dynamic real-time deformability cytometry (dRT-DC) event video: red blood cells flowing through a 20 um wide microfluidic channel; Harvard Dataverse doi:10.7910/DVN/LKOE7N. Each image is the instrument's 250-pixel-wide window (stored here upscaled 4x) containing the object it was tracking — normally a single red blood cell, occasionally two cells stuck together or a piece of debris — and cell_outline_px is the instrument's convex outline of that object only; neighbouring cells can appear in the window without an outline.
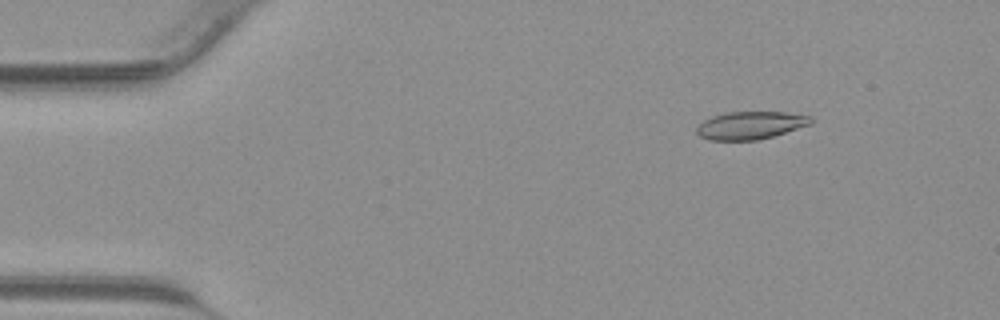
{"species": "common noctule bat (a hibernating species)", "species_latin": "Nyctalus noctula", "temperature_condition": "warm", "stored_images_in_passage": 43, "camera_frame_rate_fps": 3000, "um_per_image_px": 0.085, "animal": {"sex": "male", "body_mass_g": 23.1, "forearm_length_mm": 52.7}, "frame": {"image": 1, "passage_image": 6, "time_ms": 1.667, "image_size_px": [1000, 320], "cell_outline_px": [[812, 124], [772, 136], [756, 140], [712, 140], [700, 136], [696, 132], [696, 128], [704, 120], [712, 116], [728, 112], [784, 112], [812, 116]], "centroid_in_image_um": [63.8, 10.64], "position_along_channel_um": 21.2, "area_um2": 18.32}}
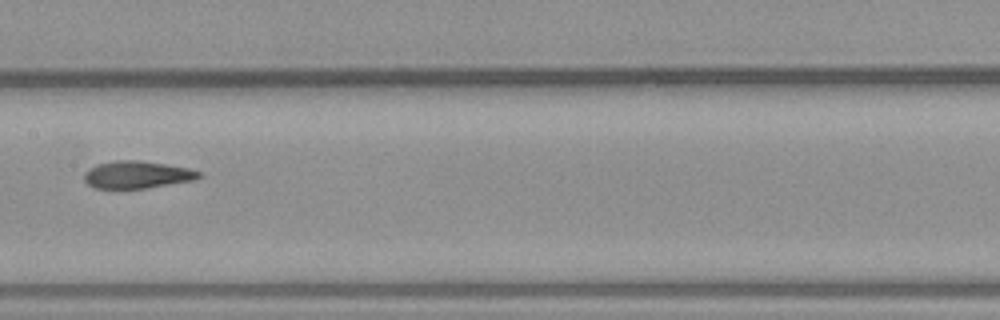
{"frame": {"image": 2, "passage_image": 22, "time_ms": 7.0, "image_size_px": [1000, 320], "cell_outline_px": [[200, 176], [192, 180], [148, 188], [96, 188], [88, 184], [84, 180], [84, 172], [88, 168], [96, 164], [116, 160], [136, 160], [164, 164], [188, 168], [200, 172]], "centroid_in_image_um": [11.59, 14.84], "position_along_channel_um": 195.8, "area_um2": 18.09}}
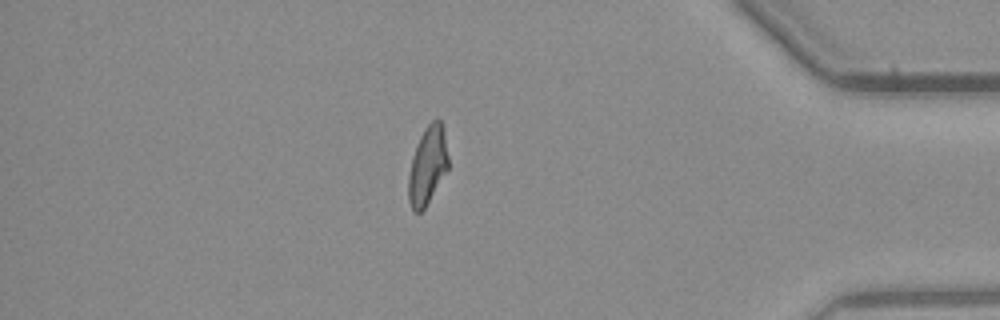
{"frame": {"image": 3, "passage_image": 37, "time_ms": 12.0, "image_size_px": [1000, 320], "cell_outline_px": [[448, 168], [424, 208], [420, 212], [412, 212], [408, 200], [408, 176], [412, 156], [416, 144], [424, 128], [432, 120], [440, 120], [444, 128], [448, 156]], "centroid_in_image_um": [36.32, 14.05], "position_along_channel_um": 398.9, "area_um2": 18.09}}